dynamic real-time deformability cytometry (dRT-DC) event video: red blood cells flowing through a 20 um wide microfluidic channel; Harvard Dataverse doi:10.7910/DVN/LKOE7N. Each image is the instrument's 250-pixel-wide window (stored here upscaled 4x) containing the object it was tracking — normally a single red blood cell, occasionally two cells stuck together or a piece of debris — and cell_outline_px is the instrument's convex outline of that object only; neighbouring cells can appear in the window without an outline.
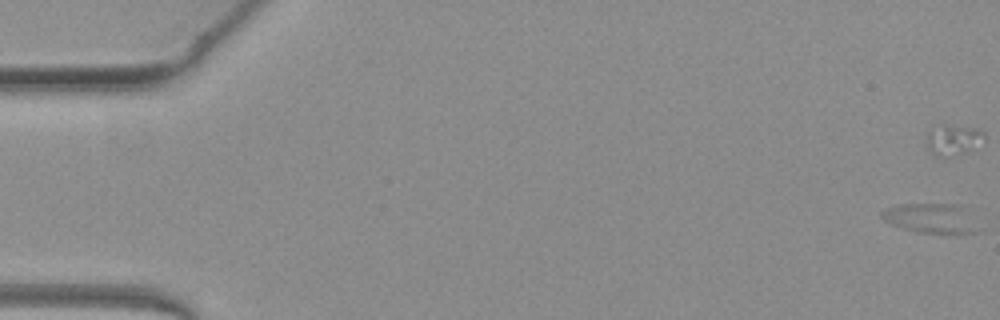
{"species": "common noctule bat (a hibernating species)", "species_latin": "Nyctalus noctula", "temperature_condition": "warm", "stored_images_in_passage": 19, "camera_frame_rate_fps": 3000, "um_per_image_px": 0.085, "animal": {"sex": "female", "body_mass_g": 19.3, "forearm_length_mm": 54.1}, "frame": {"image": 1, "passage_image": 1, "time_ms": 0.0, "image_size_px": [1000, 320], "cell_outline_px": [[976, 232], [920, 232], [904, 228], [892, 224], [884, 220], [880, 216], [880, 212], [896, 204], [956, 204]], "centroid_in_image_um": [78.87, 18.52], "position_along_channel_um": 6.1, "area_um2": 15.2}}
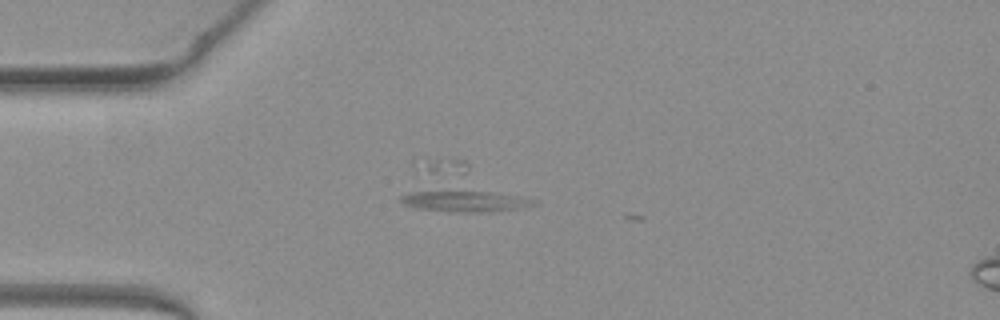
{"frame": {"image": 2, "passage_image": 16, "time_ms": 5.0, "image_size_px": [1000, 320], "cell_outline_px": [[536, 204], [488, 212], [460, 212], [416, 208], [404, 204], [400, 200], [400, 196], [408, 192], [432, 188], [464, 188], [520, 196], [536, 200]], "centroid_in_image_um": [39.38, 17.02], "position_along_channel_um": 45.6, "area_um2": 17.28}}